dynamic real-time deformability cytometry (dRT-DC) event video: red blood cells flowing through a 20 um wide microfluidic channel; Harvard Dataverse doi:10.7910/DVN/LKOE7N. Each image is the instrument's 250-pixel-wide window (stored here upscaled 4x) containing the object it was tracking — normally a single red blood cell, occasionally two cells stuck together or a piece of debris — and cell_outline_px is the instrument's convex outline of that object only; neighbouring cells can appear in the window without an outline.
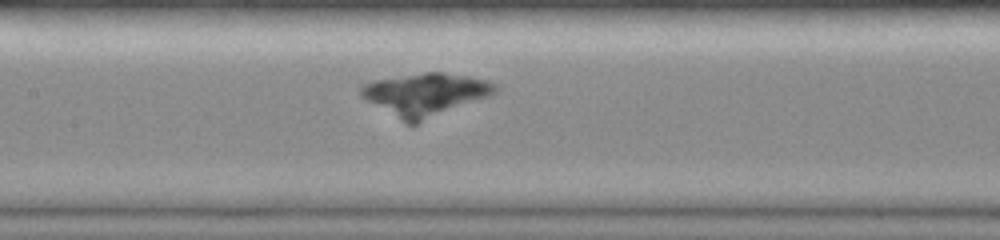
{"species": "common noctule bat (a hibernating species)", "species_latin": "Nyctalus noctula", "temperature_condition": "room temperature", "stored_images_in_passage": 34, "camera_frame_rate_fps": 3000, "um_per_image_px": 0.085, "animal": {"sex": "female", "body_mass_g": 19.0, "forearm_length_mm": 51.5}, "frame": {"image": 1, "passage_image": 10, "time_ms": 3.0, "image_size_px": [1000, 240], "cell_outline_px": [[500, 88], [492, 96], [416, 124], [408, 124], [400, 120], [360, 96], [360, 88], [364, 84], [376, 80], [424, 72], [444, 72], [468, 76], [488, 80], [496, 84]], "centroid_in_image_um": [36.22, 8.03], "position_along_channel_um": 171.2, "area_um2": 33.47}}
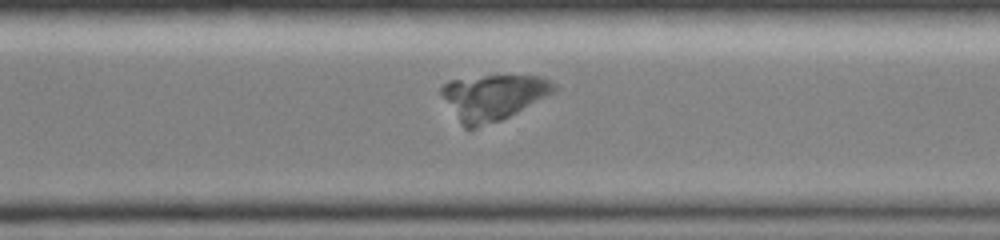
{"frame": {"image": 2, "passage_image": 20, "time_ms": 6.333, "image_size_px": [1000, 240], "cell_outline_px": [[556, 88], [552, 92], [516, 112], [500, 120], [476, 128], [464, 128], [460, 124], [440, 92], [440, 88], [448, 80], [484, 76], [540, 76], [556, 84]], "centroid_in_image_um": [41.86, 8.26], "position_along_channel_um": 328.7, "area_um2": 29.25}}
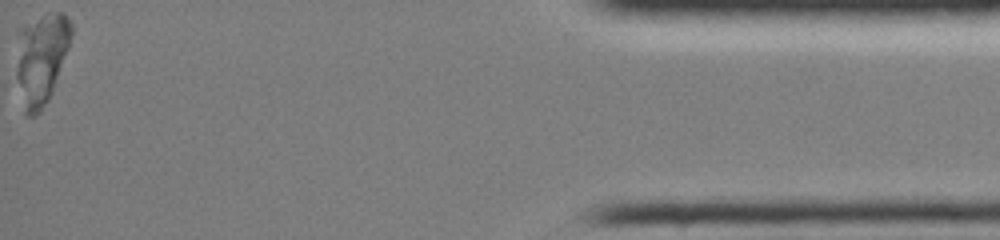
{"frame": {"image": 3, "passage_image": 34, "time_ms": 11.0, "image_size_px": [1000, 240], "cell_outline_px": [[72, 32], [68, 48], [52, 92], [48, 100], [40, 112], [36, 116], [28, 116], [24, 112], [16, 76], [16, 28], [20, 24], [48, 12], [64, 12], [72, 24]], "centroid_in_image_um": [3.46, 4.91], "position_along_channel_um": 431.7, "area_um2": 30.06}}